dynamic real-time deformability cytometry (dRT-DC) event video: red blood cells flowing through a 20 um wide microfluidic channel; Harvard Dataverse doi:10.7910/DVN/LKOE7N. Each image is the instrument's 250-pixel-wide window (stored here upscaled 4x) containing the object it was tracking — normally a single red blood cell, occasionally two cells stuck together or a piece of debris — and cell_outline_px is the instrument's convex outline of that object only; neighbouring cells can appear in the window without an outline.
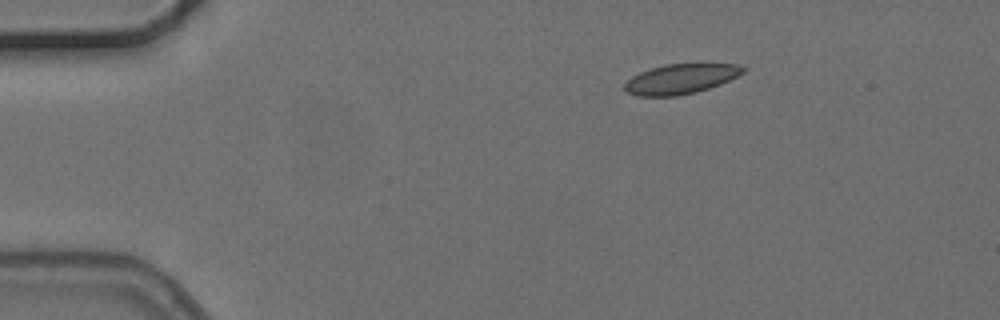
{"species": "common noctule bat (a hibernating species)", "species_latin": "Nyctalus noctula", "temperature_condition": "cold", "stored_images_in_passage": 3, "camera_frame_rate_fps": 3000, "um_per_image_px": 0.085, "animal": {"sex": "female", "body_mass_g": 24.6, "forearm_length_mm": 56.2}, "frame": {"image": 1, "passage_image": 3, "time_ms": 3.0, "image_size_px": [1000, 320], "cell_outline_px": [[748, 68], [744, 72], [720, 84], [696, 92], [676, 96], [636, 96], [628, 92], [624, 88], [624, 84], [632, 76], [640, 72], [664, 64], [740, 64]], "centroid_in_image_um": [57.86, 6.71], "position_along_channel_um": 27.1, "area_um2": 20.52}}